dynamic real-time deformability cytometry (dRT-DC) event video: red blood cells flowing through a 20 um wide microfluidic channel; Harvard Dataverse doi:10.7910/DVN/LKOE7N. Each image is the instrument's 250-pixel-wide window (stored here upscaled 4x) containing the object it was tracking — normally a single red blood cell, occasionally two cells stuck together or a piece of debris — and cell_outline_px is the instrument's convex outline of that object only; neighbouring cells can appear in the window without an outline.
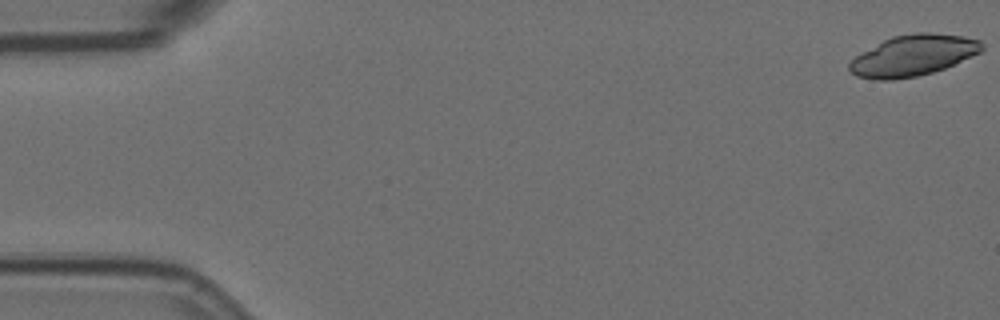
{"species": "Egyptian fruit bat (a non-hibernating species)", "species_latin": "Rousettus aegyptiacus", "temperature_condition": "room temperature", "stored_images_in_passage": 7, "segment_of_instrument_passage": [1, 2], "camera_frame_rate_fps": 3000, "um_per_image_px": 0.085, "animal": {"sex": "female"}, "frame": {"image": 1, "passage_image": 1, "time_ms": 0.0, "image_size_px": [1000, 320], "cell_outline_px": [[984, 48], [980, 52], [944, 68], [932, 72], [916, 76], [892, 80], [872, 80], [856, 76], [848, 68], [848, 64], [856, 56], [884, 40], [892, 36], [916, 32], [932, 32], [964, 36], [980, 40], [984, 44]], "centroid_in_image_um": [77.62, 4.71], "position_along_channel_um": 7.4, "area_um2": 31.5}}
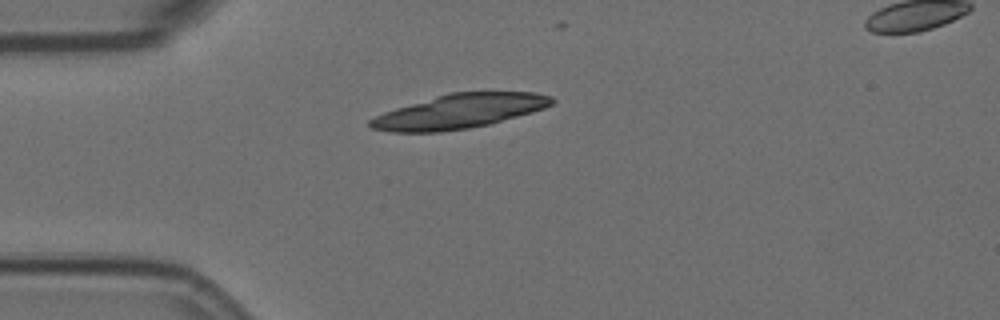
{"frame": {"image": 2, "passage_image": 5, "time_ms": 1.333, "image_size_px": [1000, 320], "cell_outline_px": [[556, 100], [552, 104], [544, 108], [532, 112], [488, 124], [468, 128], [440, 132], [388, 132], [372, 128], [368, 124], [368, 120], [384, 112], [396, 108], [448, 92], [536, 92], [552, 96]], "centroid_in_image_um": [39.04, 9.46], "position_along_channel_um": 46.0, "area_um2": 36.18}}